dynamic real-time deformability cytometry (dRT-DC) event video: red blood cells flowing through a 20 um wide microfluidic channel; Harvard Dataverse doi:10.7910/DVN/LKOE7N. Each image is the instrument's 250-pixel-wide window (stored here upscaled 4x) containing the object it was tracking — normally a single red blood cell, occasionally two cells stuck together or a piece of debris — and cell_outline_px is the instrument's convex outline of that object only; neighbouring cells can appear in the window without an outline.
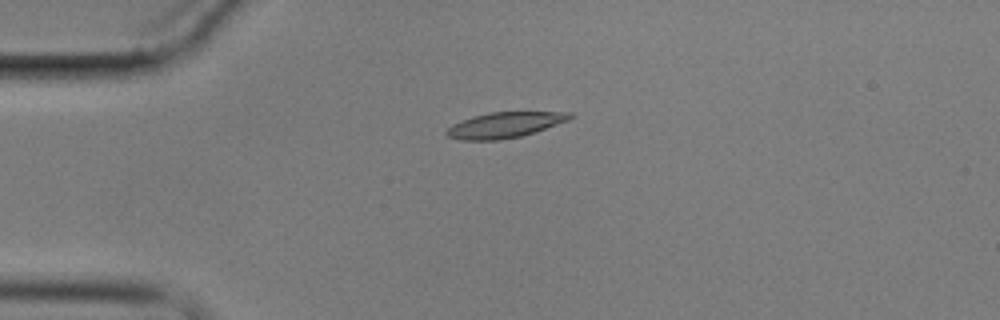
{"species": "common noctule bat (a hibernating species)", "species_latin": "Nyctalus noctula", "temperature_condition": "cold", "stored_images_in_passage": 2, "camera_frame_rate_fps": 3000, "um_per_image_px": 0.085, "animal": {"sex": "male", "body_mass_g": 17.9}, "frame": {"image": 1, "passage_image": 1, "time_ms": 0.0, "image_size_px": [1000, 320], "cell_outline_px": [[576, 116], [568, 120], [536, 132], [520, 136], [500, 140], [460, 140], [448, 136], [444, 132], [452, 124], [476, 116], [492, 112], [572, 112]], "centroid_in_image_um": [42.94, 10.63], "position_along_channel_um": 42.1, "area_um2": 18.26}}